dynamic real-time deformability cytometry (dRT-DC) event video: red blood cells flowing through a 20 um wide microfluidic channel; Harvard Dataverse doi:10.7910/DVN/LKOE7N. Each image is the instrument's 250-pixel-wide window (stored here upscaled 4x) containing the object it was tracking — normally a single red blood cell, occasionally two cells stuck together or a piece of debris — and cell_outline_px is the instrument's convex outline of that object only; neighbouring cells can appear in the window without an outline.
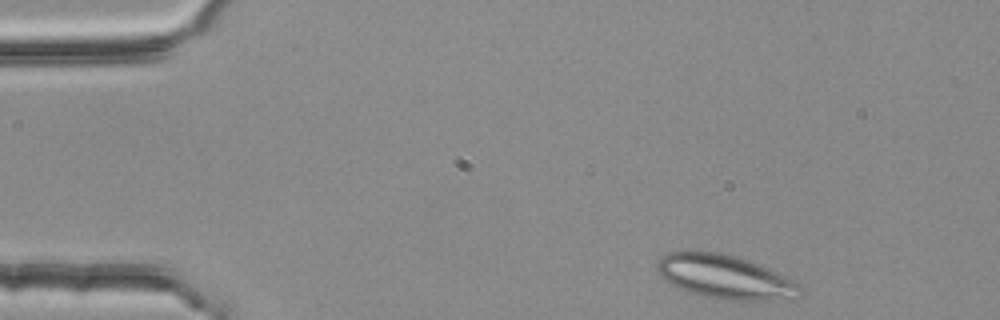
{"species": "common noctule bat (a hibernating species)", "species_latin": "Nyctalus noctula", "temperature_condition": "room temperature", "stored_images_in_passage": 43, "segment_of_instrument_passage": [1, 2], "camera_frame_rate_fps": 3000, "um_per_image_px": 0.085, "animal": {"sex": "female", "body_mass_g": 25.1}, "frame": {"image": 1, "passage_image": 1, "time_ms": 0.0, "image_size_px": [1000, 320], "cell_outline_px": [[804, 292], [792, 300], [780, 304], [732, 300], [700, 296], [676, 288], [664, 280], [656, 272], [656, 264], [660, 256], [668, 252], [680, 248], [720, 252], [752, 260], [800, 284], [804, 288]], "centroid_in_image_um": [61.66, 23.55], "position_along_channel_um": 23.3, "area_um2": 38.78}}